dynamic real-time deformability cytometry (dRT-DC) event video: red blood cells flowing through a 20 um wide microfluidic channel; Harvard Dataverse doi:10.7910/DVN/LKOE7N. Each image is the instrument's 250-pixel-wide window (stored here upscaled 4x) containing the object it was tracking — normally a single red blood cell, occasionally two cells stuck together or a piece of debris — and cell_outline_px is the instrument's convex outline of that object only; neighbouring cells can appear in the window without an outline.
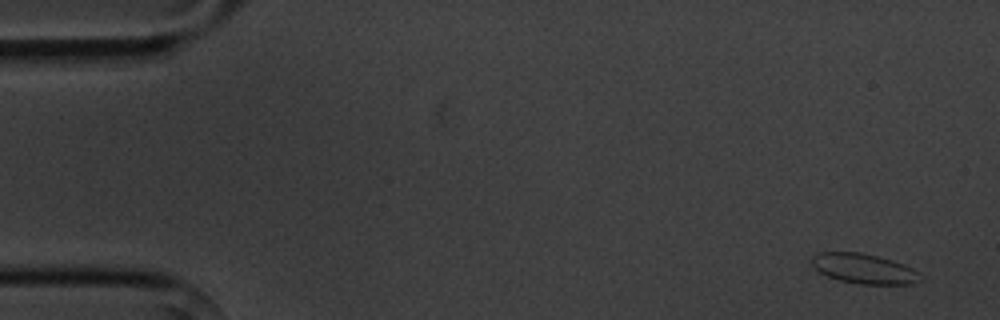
{"species": "common noctule bat (a hibernating species)", "species_latin": "Nyctalus noctula", "temperature_condition": "cold", "stored_images_in_passage": 5, "camera_frame_rate_fps": 3000, "um_per_image_px": 0.085, "animal": {"sex": "male", "body_mass_g": 20.1, "forearm_length_mm": 53.5}, "frame": {"image": 1, "passage_image": 1, "time_ms": 0.0, "image_size_px": [1000, 320], "cell_outline_px": [[924, 276], [920, 280], [912, 284], [860, 284], [840, 280], [828, 276], [820, 272], [812, 264], [812, 256], [820, 252], [860, 252], [892, 260], [904, 264], [920, 272]], "centroid_in_image_um": [73.48, 22.84], "position_along_channel_um": 11.5, "area_um2": 18.9}}